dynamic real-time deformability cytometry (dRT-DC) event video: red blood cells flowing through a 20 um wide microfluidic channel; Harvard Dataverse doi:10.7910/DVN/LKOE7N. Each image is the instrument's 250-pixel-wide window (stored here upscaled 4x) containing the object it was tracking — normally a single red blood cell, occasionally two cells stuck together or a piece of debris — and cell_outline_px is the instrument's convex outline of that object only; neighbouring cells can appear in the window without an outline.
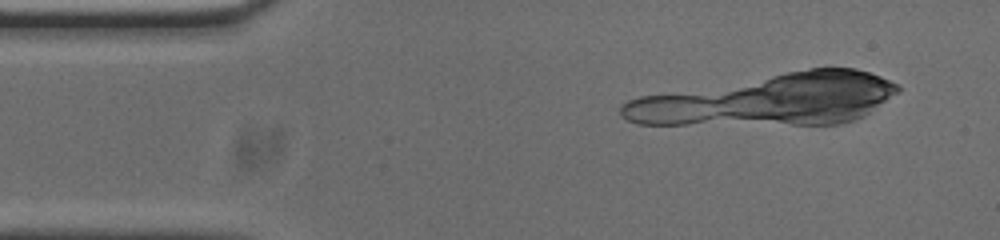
{"species": "common noctule bat (a hibernating species)", "species_latin": "Nyctalus noctula", "temperature_condition": "cold", "stored_images_in_passage": 18, "camera_frame_rate_fps": 3000, "um_per_image_px": 0.085, "animal": {"sex": "male", "body_mass_g": 20.0, "forearm_length_mm": 53.3}, "frame": {"image": 1, "passage_image": 3, "time_ms": 0.667, "image_size_px": [1000, 240], "cell_outline_px": [[888, 84], [884, 96], [876, 100], [868, 100], [784, 76], [820, 68], [844, 68], [864, 72]], "centroid_in_image_um": [71.81, 6.97], "position_along_channel_um": 13.2, "area_um2": 13.29}}